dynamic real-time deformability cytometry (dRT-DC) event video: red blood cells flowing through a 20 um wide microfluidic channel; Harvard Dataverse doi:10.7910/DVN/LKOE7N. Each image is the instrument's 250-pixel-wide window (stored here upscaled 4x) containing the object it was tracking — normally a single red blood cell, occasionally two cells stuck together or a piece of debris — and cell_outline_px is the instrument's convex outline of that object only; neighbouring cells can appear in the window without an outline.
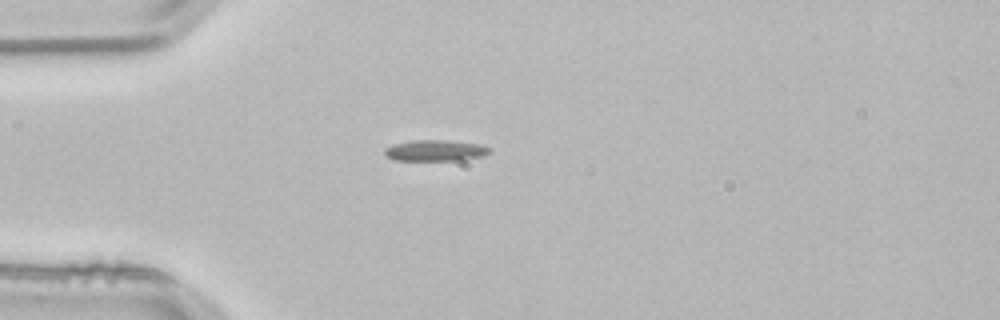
{"species": "common noctule bat (a hibernating species)", "species_latin": "Nyctalus noctula", "temperature_condition": "room temperature", "stored_images_in_passage": 3, "camera_frame_rate_fps": 3000, "um_per_image_px": 0.085, "animal": {"sex": "male", "body_mass_g": 21.5, "forearm_length_mm": 52.0}, "frame": {"image": 1, "passage_image": 3, "time_ms": 0.667, "image_size_px": [1000, 320], "cell_outline_px": [[492, 148], [484, 156], [460, 160], [392, 160], [384, 156], [384, 148], [392, 144], [412, 140], [448, 140], [484, 144]], "centroid_in_image_um": [36.99, 12.78], "position_along_channel_um": 48.0, "area_um2": 13.18}}